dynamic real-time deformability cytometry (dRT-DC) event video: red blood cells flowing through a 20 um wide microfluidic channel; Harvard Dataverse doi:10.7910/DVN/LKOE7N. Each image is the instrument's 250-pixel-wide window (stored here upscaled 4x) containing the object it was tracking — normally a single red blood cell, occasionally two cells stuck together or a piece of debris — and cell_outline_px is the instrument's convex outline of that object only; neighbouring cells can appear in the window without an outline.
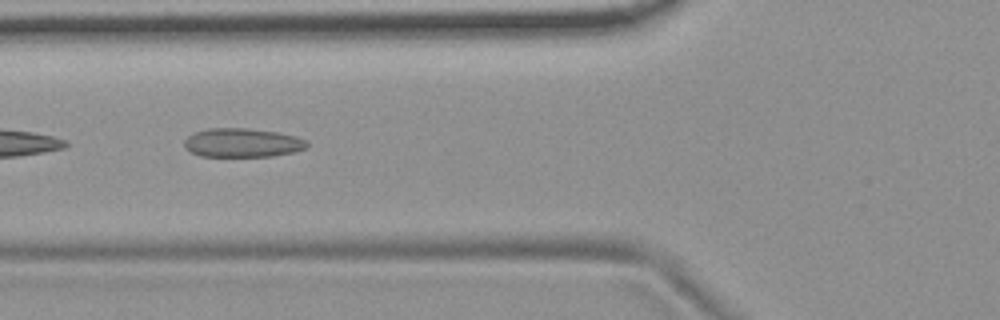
{"species": "common noctule bat (a hibernating species)", "species_latin": "Nyctalus noctula", "temperature_condition": "room temperature", "stored_images_in_passage": 6, "camera_frame_rate_fps": 3000, "um_per_image_px": 0.085, "animal": {"sex": "female", "body_mass_g": 19.9}, "frame": {"image": 1, "passage_image": 6, "time_ms": 1.667, "image_size_px": [1000, 320], "cell_outline_px": [[308, 148], [292, 152], [272, 156], [200, 156], [184, 148], [184, 140], [188, 136], [196, 132], [208, 128], [248, 128], [280, 132], [296, 136], [308, 140]], "centroid_in_image_um": [20.63, 12.12], "position_along_channel_um": 105.2, "area_um2": 20.81}}